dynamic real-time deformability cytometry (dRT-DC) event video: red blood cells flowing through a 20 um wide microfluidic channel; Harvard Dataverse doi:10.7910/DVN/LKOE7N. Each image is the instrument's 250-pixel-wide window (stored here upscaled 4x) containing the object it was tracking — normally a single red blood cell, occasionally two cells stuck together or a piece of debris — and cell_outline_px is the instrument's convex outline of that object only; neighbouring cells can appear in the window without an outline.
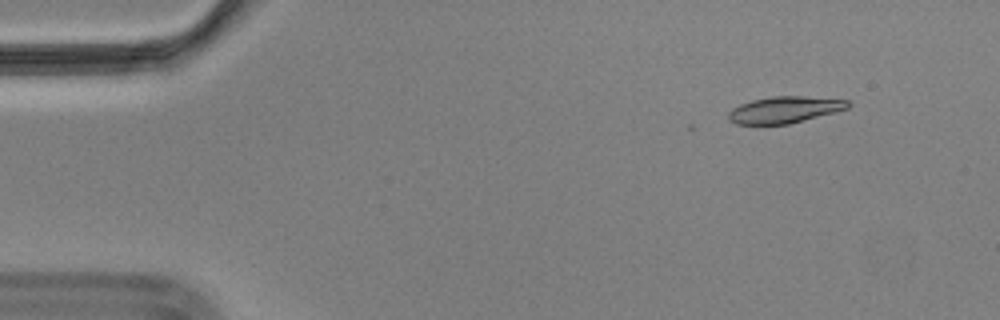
{"species": "Egyptian fruit bat (a non-hibernating species)", "species_latin": "Rousettus aegyptiacus", "temperature_condition": "cold", "stored_images_in_passage": 3, "camera_frame_rate_fps": 3000, "um_per_image_px": 0.085, "animal": {"sex": "male"}, "frame": {"image": 1, "passage_image": 1, "time_ms": 0.0, "image_size_px": [1000, 320], "cell_outline_px": [[852, 104], [848, 108], [836, 112], [788, 124], [736, 124], [728, 120], [728, 112], [732, 108], [740, 104], [752, 100], [772, 96], [804, 96], [848, 100]], "centroid_in_image_um": [66.69, 9.32], "position_along_channel_um": 18.3, "area_um2": 18.55}}